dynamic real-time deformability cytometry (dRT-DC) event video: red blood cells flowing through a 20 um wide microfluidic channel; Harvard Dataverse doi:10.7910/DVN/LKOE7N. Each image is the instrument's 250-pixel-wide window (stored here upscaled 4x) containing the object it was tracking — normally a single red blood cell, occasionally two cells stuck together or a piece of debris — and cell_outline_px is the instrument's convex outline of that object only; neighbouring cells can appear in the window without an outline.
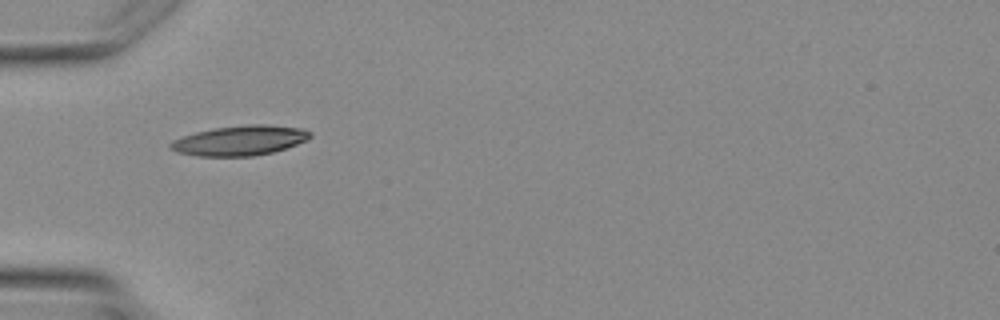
{"species": "Egyptian fruit bat (a non-hibernating species)", "species_latin": "Rousettus aegyptiacus", "temperature_condition": "warm", "stored_images_in_passage": 2, "camera_frame_rate_fps": 3000, "um_per_image_px": 0.085, "animal": {"sex": "female"}, "frame": {"image": 1, "passage_image": 2, "time_ms": 1.333, "image_size_px": [1000, 320], "cell_outline_px": [[312, 136], [308, 140], [272, 152], [252, 156], [200, 156], [176, 152], [168, 148], [168, 144], [172, 140], [196, 132], [212, 128], [248, 124], [268, 124], [304, 128], [312, 132]], "centroid_in_image_um": [20.4, 11.93], "position_along_channel_um": 64.6, "area_um2": 24.51}}